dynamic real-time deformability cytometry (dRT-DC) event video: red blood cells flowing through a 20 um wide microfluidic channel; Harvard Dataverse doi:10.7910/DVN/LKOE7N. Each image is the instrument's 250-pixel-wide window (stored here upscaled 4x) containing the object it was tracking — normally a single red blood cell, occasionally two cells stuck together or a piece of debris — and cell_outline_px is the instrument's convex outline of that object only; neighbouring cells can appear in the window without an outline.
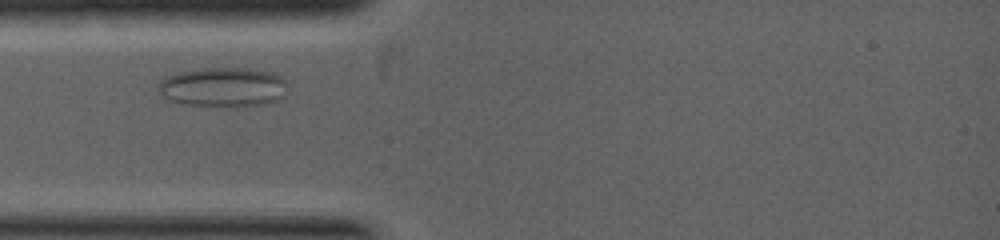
{"species": "common noctule bat (a hibernating species)", "species_latin": "Nyctalus noctula", "temperature_condition": "warm", "stored_images_in_passage": 17, "camera_frame_rate_fps": 5000, "um_per_image_px": 0.085, "animal": {"sex": "female", "body_mass_g": 19.0, "forearm_length_mm": 53.3}, "frame": {"image": 1, "passage_image": 3, "time_ms": 0.8, "image_size_px": [1000, 240], "cell_outline_px": [[284, 96], [276, 100], [264, 104], [184, 104], [172, 100], [164, 96], [160, 92], [156, 84], [160, 80], [168, 76], [180, 72], [204, 68], [248, 68], [272, 72], [280, 76], [284, 80]], "centroid_in_image_um": [18.94, 7.36], "position_along_channel_um": 66.1, "area_um2": 28.67}}
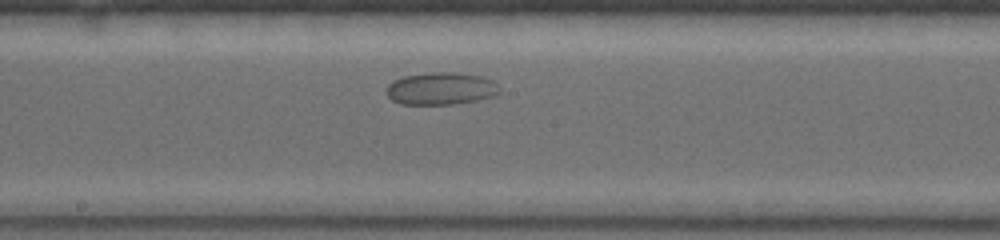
{"frame": {"image": 2, "passage_image": 9, "time_ms": 3.0, "image_size_px": [1000, 240], "cell_outline_px": [[500, 92], [496, 96], [456, 104], [400, 104], [392, 100], [388, 96], [388, 84], [404, 76], [432, 72], [456, 72], [484, 76], [496, 80], [500, 88]], "centroid_in_image_um": [37.57, 7.52], "position_along_channel_um": 210.6, "area_um2": 21.56}}
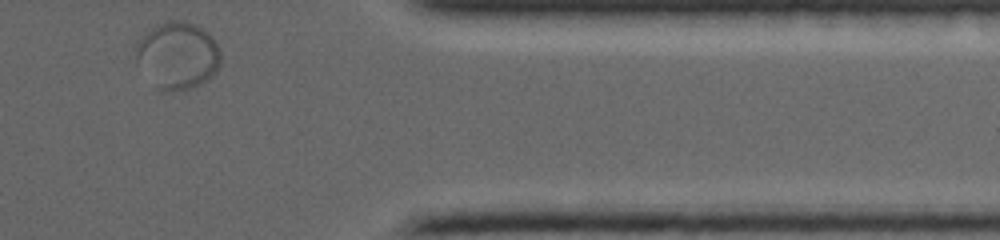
{"frame": {"image": 3, "passage_image": 17, "time_ms": 6.0, "image_size_px": [1000, 240], "cell_outline_px": [[220, 64], [212, 76], [200, 84], [192, 88], [176, 92], [164, 92], [156, 88], [136, 60], [136, 44], [140, 36], [156, 24], [172, 20], [180, 20], [196, 24], [208, 32], [212, 36], [220, 48]], "centroid_in_image_um": [15.1, 4.71], "position_along_channel_um": 396.3, "area_um2": 33.52}}